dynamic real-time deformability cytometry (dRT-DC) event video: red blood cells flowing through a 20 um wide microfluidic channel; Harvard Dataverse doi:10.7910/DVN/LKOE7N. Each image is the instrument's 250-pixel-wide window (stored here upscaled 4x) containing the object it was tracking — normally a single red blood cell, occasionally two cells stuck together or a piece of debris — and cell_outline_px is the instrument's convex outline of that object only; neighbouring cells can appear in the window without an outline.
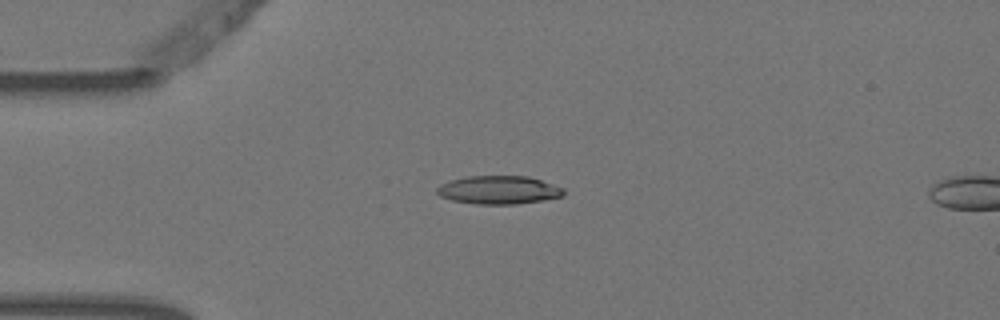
{"species": "Egyptian fruit bat (a non-hibernating species)", "species_latin": "Rousettus aegyptiacus", "temperature_condition": "warm", "stored_images_in_passage": 6, "camera_frame_rate_fps": 3000, "um_per_image_px": 0.085, "animal": {"sex": "female"}, "frame": {"image": 1, "passage_image": 2, "time_ms": 0.333, "image_size_px": [1000, 320], "cell_outline_px": [[564, 196], [544, 200], [516, 204], [476, 204], [452, 200], [440, 196], [436, 192], [436, 188], [440, 184], [452, 180], [468, 176], [528, 176], [564, 188]], "centroid_in_image_um": [42.39, 16.15], "position_along_channel_um": 42.6, "area_um2": 20.87}}
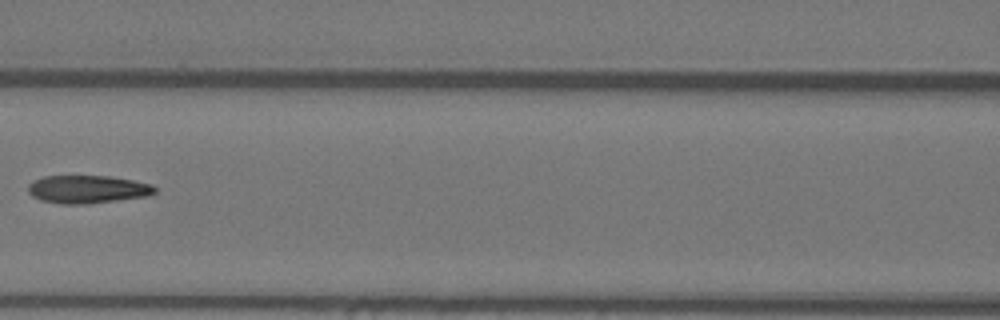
{"frame": {"image": 2, "passage_image": 5, "time_ms": 1.333, "image_size_px": [1000, 320], "cell_outline_px": [[156, 192], [148, 196], [88, 204], [60, 204], [40, 200], [32, 196], [28, 192], [28, 184], [32, 180], [44, 176], [108, 176], [132, 180], [152, 184], [156, 188]], "centroid_in_image_um": [7.41, 16.09], "position_along_channel_um": 159.2, "area_um2": 20.81}}
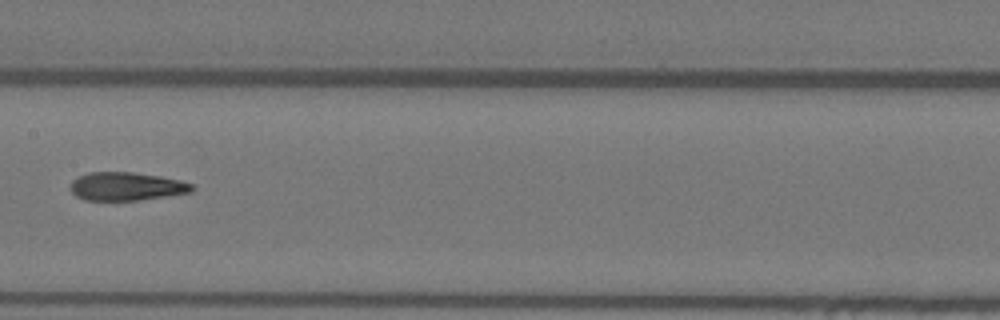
{"frame": {"image": 3, "passage_image": 6, "time_ms": 1.667, "image_size_px": [1000, 320], "cell_outline_px": [[196, 188], [192, 192], [136, 200], [84, 200], [76, 196], [68, 188], [72, 180], [76, 176], [88, 172], [132, 172], [160, 176], [180, 180], [192, 184]], "centroid_in_image_um": [10.7, 15.83], "position_along_channel_um": 196.7, "area_um2": 20.17}}